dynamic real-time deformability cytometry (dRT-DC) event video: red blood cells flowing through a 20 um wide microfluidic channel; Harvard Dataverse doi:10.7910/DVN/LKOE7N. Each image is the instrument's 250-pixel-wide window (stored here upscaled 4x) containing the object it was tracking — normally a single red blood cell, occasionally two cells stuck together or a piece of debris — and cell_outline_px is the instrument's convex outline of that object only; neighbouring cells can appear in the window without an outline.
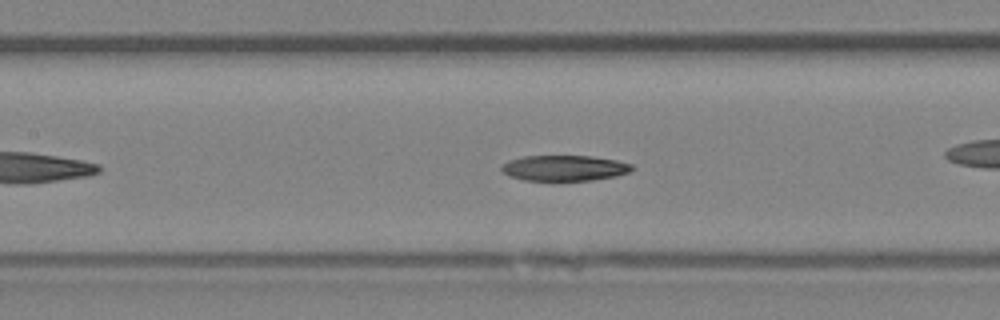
{"species": "Egyptian fruit bat (a non-hibernating species)", "species_latin": "Rousettus aegyptiacus", "temperature_condition": "room temperature", "stored_images_in_passage": 39, "camera_frame_rate_fps": 3000, "um_per_image_px": 0.085, "animal": {"sex": "female"}, "frame": {"image": 1, "passage_image": 12, "time_ms": 3.667, "image_size_px": [1000, 320], "cell_outline_px": [[632, 168], [628, 172], [616, 176], [592, 180], [524, 180], [508, 176], [500, 168], [508, 160], [524, 156], [592, 156], [616, 160], [632, 164]], "centroid_in_image_um": [47.95, 14.28], "position_along_channel_um": 159.4, "area_um2": 19.31}}